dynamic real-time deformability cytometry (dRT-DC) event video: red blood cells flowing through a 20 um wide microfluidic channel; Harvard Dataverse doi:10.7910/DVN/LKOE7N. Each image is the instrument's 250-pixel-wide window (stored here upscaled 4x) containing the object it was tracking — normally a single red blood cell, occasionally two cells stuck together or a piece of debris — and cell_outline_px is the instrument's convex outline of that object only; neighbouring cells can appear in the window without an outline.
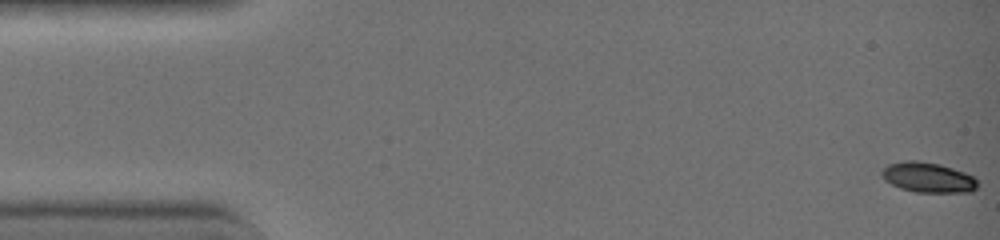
{"species": "common noctule bat (a hibernating species)", "species_latin": "Nyctalus noctula", "temperature_condition": "warm", "stored_images_in_passage": 44, "camera_frame_rate_fps": 3000, "um_per_image_px": 0.085, "animal": {"sex": "female", "body_mass_g": 19.0, "forearm_length_mm": 51.5}, "frame": {"image": 1, "passage_image": 1, "time_ms": 0.0, "image_size_px": [1000, 240], "cell_outline_px": [[976, 188], [972, 192], [916, 192], [900, 188], [884, 180], [880, 172], [888, 164], [904, 160], [920, 160], [940, 164], [964, 172], [972, 176], [976, 180]], "centroid_in_image_um": [78.84, 15.07], "position_along_channel_um": 6.2, "area_um2": 16.82}}
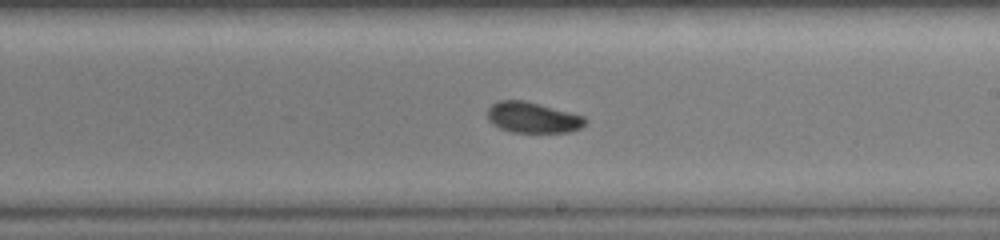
{"frame": {"image": 2, "passage_image": 26, "time_ms": 8.333, "image_size_px": [1000, 240], "cell_outline_px": [[588, 120], [580, 128], [572, 132], [512, 132], [500, 128], [492, 124], [488, 120], [488, 108], [492, 104], [500, 100], [524, 100], [584, 116]], "centroid_in_image_um": [45.28, 9.99], "position_along_channel_um": 243.7, "area_um2": 17.46}}
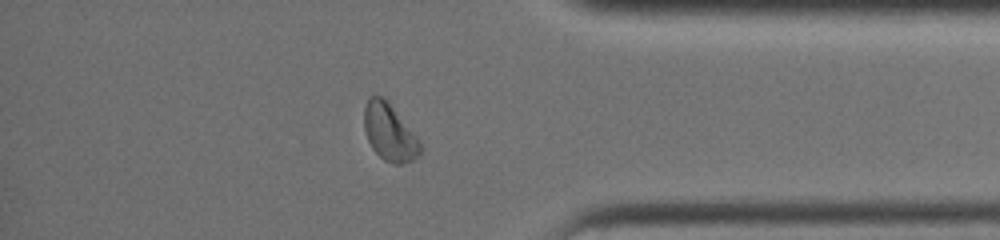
{"frame": {"image": 3, "passage_image": 37, "time_ms": 12.0, "image_size_px": [1000, 240], "cell_outline_px": [[420, 152], [412, 160], [400, 164], [396, 164], [384, 160], [372, 148], [368, 140], [364, 128], [364, 108], [368, 96], [380, 96], [388, 100], [416, 136], [420, 144]], "centroid_in_image_um": [33.07, 11.22], "position_along_channel_um": 402.1, "area_um2": 18.38}, "authors_computed_cell_mechanics": {"area_um2": 17.5134, "velocity_mm_per_s": 4.5258, "shape_relaxation_time_tau1_ms": 2.1449, "shape_relaxation_time_tau2_ms": 1.9957, "deformation_change_tau1": 0.1164, "deformation_change_tau2": 0.0711}}